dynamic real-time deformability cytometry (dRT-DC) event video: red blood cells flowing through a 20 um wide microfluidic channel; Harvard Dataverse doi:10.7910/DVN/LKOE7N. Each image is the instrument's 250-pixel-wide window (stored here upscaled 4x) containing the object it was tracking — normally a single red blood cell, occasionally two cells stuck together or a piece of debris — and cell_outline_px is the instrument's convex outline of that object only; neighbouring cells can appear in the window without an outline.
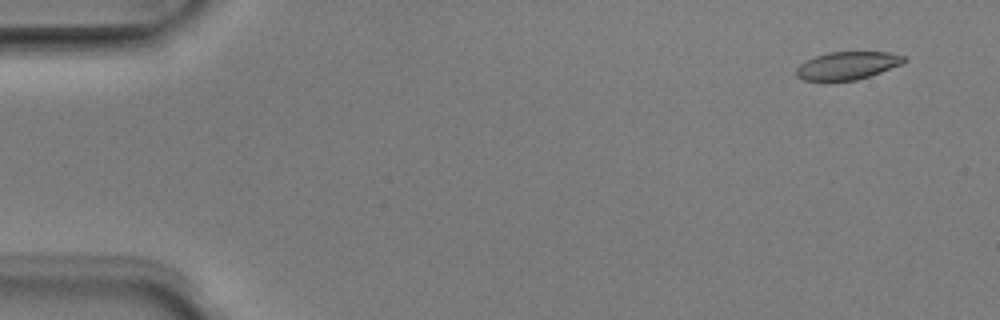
{"species": "Egyptian fruit bat (a non-hibernating species)", "species_latin": "Rousettus aegyptiacus", "temperature_condition": "room temperature", "stored_images_in_passage": 7, "camera_frame_rate_fps": 3000, "um_per_image_px": 0.085, "animal": {"sex": "male"}, "frame": {"image": 1, "passage_image": 1, "time_ms": 0.0, "image_size_px": [1000, 320], "cell_outline_px": [[908, 60], [904, 64], [856, 80], [804, 80], [796, 76], [796, 68], [800, 64], [816, 56], [828, 52], [888, 52], [908, 56]], "centroid_in_image_um": [72.1, 5.56], "position_along_channel_um": 12.9, "area_um2": 17.46}}
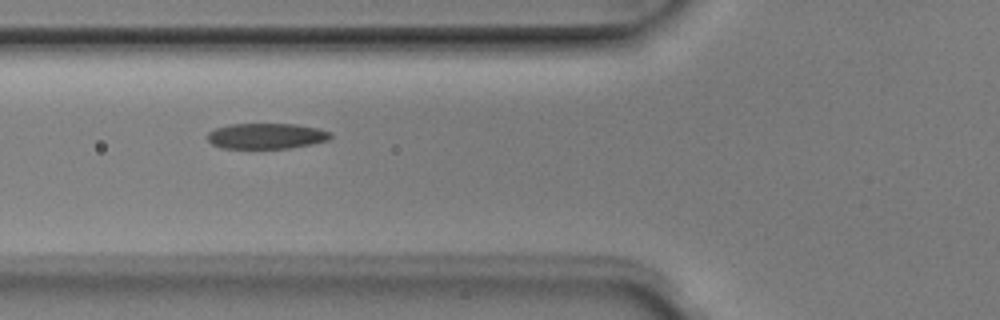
{"frame": {"image": 2, "passage_image": 5, "time_ms": 1.333, "image_size_px": [1000, 320], "cell_outline_px": [[332, 136], [328, 140], [312, 144], [288, 148], [220, 148], [212, 144], [208, 140], [208, 132], [216, 128], [228, 124], [296, 124], [320, 128], [332, 132]], "centroid_in_image_um": [22.66, 11.55], "position_along_channel_um": 103.1, "area_um2": 18.5}}
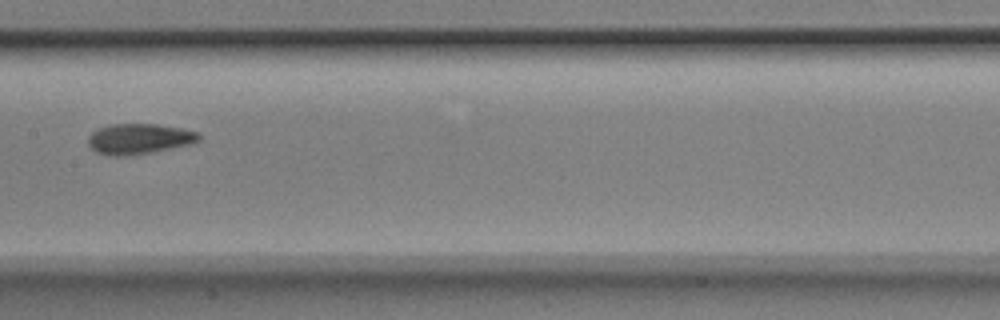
{"frame": {"image": 3, "passage_image": 7, "time_ms": 2.0, "image_size_px": [1000, 320], "cell_outline_px": [[200, 140], [188, 144], [152, 152], [128, 156], [112, 156], [96, 152], [88, 144], [88, 136], [92, 132], [100, 128], [112, 124], [156, 124], [180, 128], [200, 132]], "centroid_in_image_um": [11.81, 11.8], "position_along_channel_um": 195.6, "area_um2": 19.54}}